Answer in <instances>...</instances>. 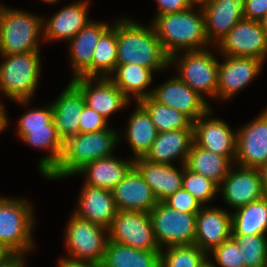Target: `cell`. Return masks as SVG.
<instances>
[{"label": "cell", "mask_w": 267, "mask_h": 267, "mask_svg": "<svg viewBox=\"0 0 267 267\" xmlns=\"http://www.w3.org/2000/svg\"><path fill=\"white\" fill-rule=\"evenodd\" d=\"M59 267H99V266L90 262L73 260L63 257L59 259Z\"/></svg>", "instance_id": "46"}, {"label": "cell", "mask_w": 267, "mask_h": 267, "mask_svg": "<svg viewBox=\"0 0 267 267\" xmlns=\"http://www.w3.org/2000/svg\"><path fill=\"white\" fill-rule=\"evenodd\" d=\"M116 21L99 39L92 58V77H108L117 66Z\"/></svg>", "instance_id": "35"}, {"label": "cell", "mask_w": 267, "mask_h": 267, "mask_svg": "<svg viewBox=\"0 0 267 267\" xmlns=\"http://www.w3.org/2000/svg\"><path fill=\"white\" fill-rule=\"evenodd\" d=\"M85 104L82 92L71 80L52 103L54 125L63 142L79 134V119Z\"/></svg>", "instance_id": "21"}, {"label": "cell", "mask_w": 267, "mask_h": 267, "mask_svg": "<svg viewBox=\"0 0 267 267\" xmlns=\"http://www.w3.org/2000/svg\"><path fill=\"white\" fill-rule=\"evenodd\" d=\"M160 251V267H202L207 254L197 245H174Z\"/></svg>", "instance_id": "36"}, {"label": "cell", "mask_w": 267, "mask_h": 267, "mask_svg": "<svg viewBox=\"0 0 267 267\" xmlns=\"http://www.w3.org/2000/svg\"><path fill=\"white\" fill-rule=\"evenodd\" d=\"M69 220L64 240L69 253V257L66 258L100 266L108 241V229L79 218L74 213Z\"/></svg>", "instance_id": "8"}, {"label": "cell", "mask_w": 267, "mask_h": 267, "mask_svg": "<svg viewBox=\"0 0 267 267\" xmlns=\"http://www.w3.org/2000/svg\"><path fill=\"white\" fill-rule=\"evenodd\" d=\"M211 110L193 122L194 142L214 154L227 157L234 164L237 132L221 119L208 118Z\"/></svg>", "instance_id": "13"}, {"label": "cell", "mask_w": 267, "mask_h": 267, "mask_svg": "<svg viewBox=\"0 0 267 267\" xmlns=\"http://www.w3.org/2000/svg\"><path fill=\"white\" fill-rule=\"evenodd\" d=\"M205 207L196 214L194 244L209 256V252L231 238V213L217 207Z\"/></svg>", "instance_id": "19"}, {"label": "cell", "mask_w": 267, "mask_h": 267, "mask_svg": "<svg viewBox=\"0 0 267 267\" xmlns=\"http://www.w3.org/2000/svg\"><path fill=\"white\" fill-rule=\"evenodd\" d=\"M242 251L245 267H267V238L265 235H232Z\"/></svg>", "instance_id": "37"}, {"label": "cell", "mask_w": 267, "mask_h": 267, "mask_svg": "<svg viewBox=\"0 0 267 267\" xmlns=\"http://www.w3.org/2000/svg\"><path fill=\"white\" fill-rule=\"evenodd\" d=\"M151 97L185 114L192 122L209 111L210 105L177 76L152 89Z\"/></svg>", "instance_id": "17"}, {"label": "cell", "mask_w": 267, "mask_h": 267, "mask_svg": "<svg viewBox=\"0 0 267 267\" xmlns=\"http://www.w3.org/2000/svg\"><path fill=\"white\" fill-rule=\"evenodd\" d=\"M7 117L3 103H0V133L8 127L9 120Z\"/></svg>", "instance_id": "48"}, {"label": "cell", "mask_w": 267, "mask_h": 267, "mask_svg": "<svg viewBox=\"0 0 267 267\" xmlns=\"http://www.w3.org/2000/svg\"><path fill=\"white\" fill-rule=\"evenodd\" d=\"M79 119V133H92L108 128L107 120L86 104Z\"/></svg>", "instance_id": "42"}, {"label": "cell", "mask_w": 267, "mask_h": 267, "mask_svg": "<svg viewBox=\"0 0 267 267\" xmlns=\"http://www.w3.org/2000/svg\"><path fill=\"white\" fill-rule=\"evenodd\" d=\"M205 16L209 44H218L244 18L245 0H199Z\"/></svg>", "instance_id": "18"}, {"label": "cell", "mask_w": 267, "mask_h": 267, "mask_svg": "<svg viewBox=\"0 0 267 267\" xmlns=\"http://www.w3.org/2000/svg\"><path fill=\"white\" fill-rule=\"evenodd\" d=\"M125 139L134 152V158H142L150 151L158 131L147 111L137 102V108L129 117Z\"/></svg>", "instance_id": "31"}, {"label": "cell", "mask_w": 267, "mask_h": 267, "mask_svg": "<svg viewBox=\"0 0 267 267\" xmlns=\"http://www.w3.org/2000/svg\"><path fill=\"white\" fill-rule=\"evenodd\" d=\"M8 254L7 249L0 243V260L4 259Z\"/></svg>", "instance_id": "50"}, {"label": "cell", "mask_w": 267, "mask_h": 267, "mask_svg": "<svg viewBox=\"0 0 267 267\" xmlns=\"http://www.w3.org/2000/svg\"><path fill=\"white\" fill-rule=\"evenodd\" d=\"M182 188L188 191L202 206L211 202L218 193L219 186L211 179L184 167Z\"/></svg>", "instance_id": "38"}, {"label": "cell", "mask_w": 267, "mask_h": 267, "mask_svg": "<svg viewBox=\"0 0 267 267\" xmlns=\"http://www.w3.org/2000/svg\"><path fill=\"white\" fill-rule=\"evenodd\" d=\"M153 73L151 69L137 64H117L116 69L108 78L129 100L135 97L134 99L138 102L151 96L152 90L146 89L152 82Z\"/></svg>", "instance_id": "28"}, {"label": "cell", "mask_w": 267, "mask_h": 267, "mask_svg": "<svg viewBox=\"0 0 267 267\" xmlns=\"http://www.w3.org/2000/svg\"><path fill=\"white\" fill-rule=\"evenodd\" d=\"M133 167L134 159L125 160L109 156L85 164L76 175L85 174L84 184L112 190Z\"/></svg>", "instance_id": "27"}, {"label": "cell", "mask_w": 267, "mask_h": 267, "mask_svg": "<svg viewBox=\"0 0 267 267\" xmlns=\"http://www.w3.org/2000/svg\"><path fill=\"white\" fill-rule=\"evenodd\" d=\"M111 27L104 22L90 21L70 41V62L74 77H92L93 53L100 37Z\"/></svg>", "instance_id": "23"}, {"label": "cell", "mask_w": 267, "mask_h": 267, "mask_svg": "<svg viewBox=\"0 0 267 267\" xmlns=\"http://www.w3.org/2000/svg\"><path fill=\"white\" fill-rule=\"evenodd\" d=\"M189 9L155 16L151 24L169 57L181 50L197 51L208 48L209 42L205 33V16L201 5L200 11L195 12L194 7Z\"/></svg>", "instance_id": "2"}, {"label": "cell", "mask_w": 267, "mask_h": 267, "mask_svg": "<svg viewBox=\"0 0 267 267\" xmlns=\"http://www.w3.org/2000/svg\"><path fill=\"white\" fill-rule=\"evenodd\" d=\"M235 162L250 168L267 163V109L237 130Z\"/></svg>", "instance_id": "12"}, {"label": "cell", "mask_w": 267, "mask_h": 267, "mask_svg": "<svg viewBox=\"0 0 267 267\" xmlns=\"http://www.w3.org/2000/svg\"><path fill=\"white\" fill-rule=\"evenodd\" d=\"M40 51L1 55L0 92L10 100L27 105L40 77Z\"/></svg>", "instance_id": "5"}, {"label": "cell", "mask_w": 267, "mask_h": 267, "mask_svg": "<svg viewBox=\"0 0 267 267\" xmlns=\"http://www.w3.org/2000/svg\"><path fill=\"white\" fill-rule=\"evenodd\" d=\"M267 14V0H245L244 19L261 20Z\"/></svg>", "instance_id": "44"}, {"label": "cell", "mask_w": 267, "mask_h": 267, "mask_svg": "<svg viewBox=\"0 0 267 267\" xmlns=\"http://www.w3.org/2000/svg\"><path fill=\"white\" fill-rule=\"evenodd\" d=\"M193 129H178L158 133L145 159L163 164H173V160L181 159L185 164L193 143Z\"/></svg>", "instance_id": "26"}, {"label": "cell", "mask_w": 267, "mask_h": 267, "mask_svg": "<svg viewBox=\"0 0 267 267\" xmlns=\"http://www.w3.org/2000/svg\"><path fill=\"white\" fill-rule=\"evenodd\" d=\"M158 5V15L171 14L191 8L197 0H155Z\"/></svg>", "instance_id": "43"}, {"label": "cell", "mask_w": 267, "mask_h": 267, "mask_svg": "<svg viewBox=\"0 0 267 267\" xmlns=\"http://www.w3.org/2000/svg\"><path fill=\"white\" fill-rule=\"evenodd\" d=\"M185 165L192 172L211 179L219 186L234 164L227 157L214 154L193 141Z\"/></svg>", "instance_id": "32"}, {"label": "cell", "mask_w": 267, "mask_h": 267, "mask_svg": "<svg viewBox=\"0 0 267 267\" xmlns=\"http://www.w3.org/2000/svg\"><path fill=\"white\" fill-rule=\"evenodd\" d=\"M21 140L38 149H49L50 155L42 157L38 164L39 172L46 178L59 164L64 150V142L56 131L54 121L47 128L29 129Z\"/></svg>", "instance_id": "29"}, {"label": "cell", "mask_w": 267, "mask_h": 267, "mask_svg": "<svg viewBox=\"0 0 267 267\" xmlns=\"http://www.w3.org/2000/svg\"><path fill=\"white\" fill-rule=\"evenodd\" d=\"M53 121L52 104L38 109L32 108L25 112L18 121L17 135L22 139L29 133V129L47 128Z\"/></svg>", "instance_id": "39"}, {"label": "cell", "mask_w": 267, "mask_h": 267, "mask_svg": "<svg viewBox=\"0 0 267 267\" xmlns=\"http://www.w3.org/2000/svg\"><path fill=\"white\" fill-rule=\"evenodd\" d=\"M258 171H259L260 177H261L263 194L265 197H267V163L264 164L263 166L259 167Z\"/></svg>", "instance_id": "47"}, {"label": "cell", "mask_w": 267, "mask_h": 267, "mask_svg": "<svg viewBox=\"0 0 267 267\" xmlns=\"http://www.w3.org/2000/svg\"><path fill=\"white\" fill-rule=\"evenodd\" d=\"M34 218L30 202L0 195V243L9 253L26 254L33 249Z\"/></svg>", "instance_id": "6"}, {"label": "cell", "mask_w": 267, "mask_h": 267, "mask_svg": "<svg viewBox=\"0 0 267 267\" xmlns=\"http://www.w3.org/2000/svg\"><path fill=\"white\" fill-rule=\"evenodd\" d=\"M202 267H218V266H216L215 263L213 264V262H212V261L210 260V258H209L208 261L205 262V263L202 265Z\"/></svg>", "instance_id": "51"}, {"label": "cell", "mask_w": 267, "mask_h": 267, "mask_svg": "<svg viewBox=\"0 0 267 267\" xmlns=\"http://www.w3.org/2000/svg\"><path fill=\"white\" fill-rule=\"evenodd\" d=\"M259 22L267 38V14Z\"/></svg>", "instance_id": "49"}, {"label": "cell", "mask_w": 267, "mask_h": 267, "mask_svg": "<svg viewBox=\"0 0 267 267\" xmlns=\"http://www.w3.org/2000/svg\"><path fill=\"white\" fill-rule=\"evenodd\" d=\"M78 208L74 214L107 229L118 212L111 190L93 187L83 183Z\"/></svg>", "instance_id": "24"}, {"label": "cell", "mask_w": 267, "mask_h": 267, "mask_svg": "<svg viewBox=\"0 0 267 267\" xmlns=\"http://www.w3.org/2000/svg\"><path fill=\"white\" fill-rule=\"evenodd\" d=\"M232 235H266L267 197L235 209L231 213Z\"/></svg>", "instance_id": "33"}, {"label": "cell", "mask_w": 267, "mask_h": 267, "mask_svg": "<svg viewBox=\"0 0 267 267\" xmlns=\"http://www.w3.org/2000/svg\"><path fill=\"white\" fill-rule=\"evenodd\" d=\"M217 46L224 56L267 58V38L256 20L238 21Z\"/></svg>", "instance_id": "11"}, {"label": "cell", "mask_w": 267, "mask_h": 267, "mask_svg": "<svg viewBox=\"0 0 267 267\" xmlns=\"http://www.w3.org/2000/svg\"><path fill=\"white\" fill-rule=\"evenodd\" d=\"M117 130L104 129L92 133H79L64 142L62 158L57 167L47 176L48 179L73 176L85 164L96 159L112 156L120 141Z\"/></svg>", "instance_id": "3"}, {"label": "cell", "mask_w": 267, "mask_h": 267, "mask_svg": "<svg viewBox=\"0 0 267 267\" xmlns=\"http://www.w3.org/2000/svg\"><path fill=\"white\" fill-rule=\"evenodd\" d=\"M162 202L171 209L185 213H198L202 207V205L183 188L169 195Z\"/></svg>", "instance_id": "41"}, {"label": "cell", "mask_w": 267, "mask_h": 267, "mask_svg": "<svg viewBox=\"0 0 267 267\" xmlns=\"http://www.w3.org/2000/svg\"><path fill=\"white\" fill-rule=\"evenodd\" d=\"M117 64H137L158 72L170 66L165 52L151 25L146 27L123 18L116 21Z\"/></svg>", "instance_id": "1"}, {"label": "cell", "mask_w": 267, "mask_h": 267, "mask_svg": "<svg viewBox=\"0 0 267 267\" xmlns=\"http://www.w3.org/2000/svg\"><path fill=\"white\" fill-rule=\"evenodd\" d=\"M111 191L118 211L149 213L159 202L135 167Z\"/></svg>", "instance_id": "20"}, {"label": "cell", "mask_w": 267, "mask_h": 267, "mask_svg": "<svg viewBox=\"0 0 267 267\" xmlns=\"http://www.w3.org/2000/svg\"><path fill=\"white\" fill-rule=\"evenodd\" d=\"M209 49L184 51L170 57V65L178 67V78L196 91L205 101L203 94L216 97L218 84V63Z\"/></svg>", "instance_id": "7"}, {"label": "cell", "mask_w": 267, "mask_h": 267, "mask_svg": "<svg viewBox=\"0 0 267 267\" xmlns=\"http://www.w3.org/2000/svg\"><path fill=\"white\" fill-rule=\"evenodd\" d=\"M99 267H160V251H145L107 241Z\"/></svg>", "instance_id": "30"}, {"label": "cell", "mask_w": 267, "mask_h": 267, "mask_svg": "<svg viewBox=\"0 0 267 267\" xmlns=\"http://www.w3.org/2000/svg\"><path fill=\"white\" fill-rule=\"evenodd\" d=\"M237 167L231 166L218 188V191H222V199L234 210L264 197L258 168Z\"/></svg>", "instance_id": "16"}, {"label": "cell", "mask_w": 267, "mask_h": 267, "mask_svg": "<svg viewBox=\"0 0 267 267\" xmlns=\"http://www.w3.org/2000/svg\"><path fill=\"white\" fill-rule=\"evenodd\" d=\"M88 0L65 6L50 19H43L42 40H65L68 43L91 20L88 18Z\"/></svg>", "instance_id": "22"}, {"label": "cell", "mask_w": 267, "mask_h": 267, "mask_svg": "<svg viewBox=\"0 0 267 267\" xmlns=\"http://www.w3.org/2000/svg\"><path fill=\"white\" fill-rule=\"evenodd\" d=\"M24 255L22 253H9L4 259L0 260V267H25Z\"/></svg>", "instance_id": "45"}, {"label": "cell", "mask_w": 267, "mask_h": 267, "mask_svg": "<svg viewBox=\"0 0 267 267\" xmlns=\"http://www.w3.org/2000/svg\"><path fill=\"white\" fill-rule=\"evenodd\" d=\"M210 253L221 267H245L242 251L232 238L224 241Z\"/></svg>", "instance_id": "40"}, {"label": "cell", "mask_w": 267, "mask_h": 267, "mask_svg": "<svg viewBox=\"0 0 267 267\" xmlns=\"http://www.w3.org/2000/svg\"><path fill=\"white\" fill-rule=\"evenodd\" d=\"M71 81L82 92L86 105L106 120L129 104L130 100L108 77H77Z\"/></svg>", "instance_id": "14"}, {"label": "cell", "mask_w": 267, "mask_h": 267, "mask_svg": "<svg viewBox=\"0 0 267 267\" xmlns=\"http://www.w3.org/2000/svg\"><path fill=\"white\" fill-rule=\"evenodd\" d=\"M138 103L147 111L158 133L193 129V122L185 114L158 103L151 96L139 100Z\"/></svg>", "instance_id": "34"}, {"label": "cell", "mask_w": 267, "mask_h": 267, "mask_svg": "<svg viewBox=\"0 0 267 267\" xmlns=\"http://www.w3.org/2000/svg\"><path fill=\"white\" fill-rule=\"evenodd\" d=\"M149 214L160 249H164L162 246L194 244L197 213L181 212L158 202Z\"/></svg>", "instance_id": "9"}, {"label": "cell", "mask_w": 267, "mask_h": 267, "mask_svg": "<svg viewBox=\"0 0 267 267\" xmlns=\"http://www.w3.org/2000/svg\"><path fill=\"white\" fill-rule=\"evenodd\" d=\"M218 63L216 98L229 99L244 89L263 69L265 61L258 58L225 56Z\"/></svg>", "instance_id": "15"}, {"label": "cell", "mask_w": 267, "mask_h": 267, "mask_svg": "<svg viewBox=\"0 0 267 267\" xmlns=\"http://www.w3.org/2000/svg\"><path fill=\"white\" fill-rule=\"evenodd\" d=\"M108 240L145 251H161L150 214L144 211H118L108 228Z\"/></svg>", "instance_id": "10"}, {"label": "cell", "mask_w": 267, "mask_h": 267, "mask_svg": "<svg viewBox=\"0 0 267 267\" xmlns=\"http://www.w3.org/2000/svg\"><path fill=\"white\" fill-rule=\"evenodd\" d=\"M44 1L45 3H48V4H54V3H57L59 0H42Z\"/></svg>", "instance_id": "52"}, {"label": "cell", "mask_w": 267, "mask_h": 267, "mask_svg": "<svg viewBox=\"0 0 267 267\" xmlns=\"http://www.w3.org/2000/svg\"><path fill=\"white\" fill-rule=\"evenodd\" d=\"M178 170L173 164L151 162L144 157L134 159V167L151 187L159 202L182 189L184 167Z\"/></svg>", "instance_id": "25"}, {"label": "cell", "mask_w": 267, "mask_h": 267, "mask_svg": "<svg viewBox=\"0 0 267 267\" xmlns=\"http://www.w3.org/2000/svg\"><path fill=\"white\" fill-rule=\"evenodd\" d=\"M43 19L0 5V55L39 51Z\"/></svg>", "instance_id": "4"}]
</instances>
